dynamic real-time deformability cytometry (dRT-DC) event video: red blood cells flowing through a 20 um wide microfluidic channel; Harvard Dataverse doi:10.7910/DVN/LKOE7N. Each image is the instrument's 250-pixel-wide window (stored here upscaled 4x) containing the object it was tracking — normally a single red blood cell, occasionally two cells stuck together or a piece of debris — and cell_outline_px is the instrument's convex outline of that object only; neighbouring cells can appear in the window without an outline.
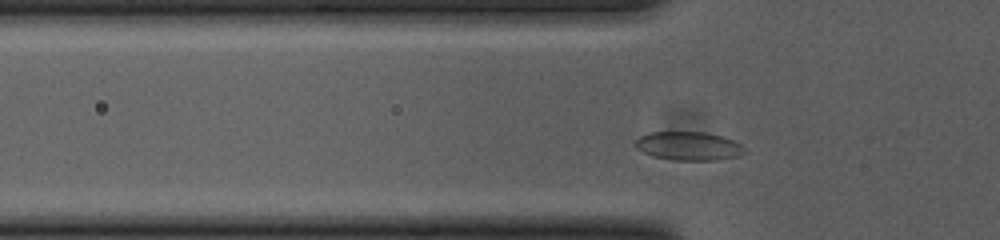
{"species": "common noctule bat (a hibernating species)", "species_latin": "Nyctalus noctula", "temperature_condition": "cold", "stored_images_in_passage": 33, "camera_frame_rate_fps": 3000, "um_per_image_px": 0.085, "animal": {"sex": "female", "body_mass_g": 23.0, "forearm_length_mm": 53.4}, "frame": {"image": 1, "passage_image": 3, "time_ms": 0.667, "image_size_px": [1000, 240], "cell_outline_px": [[748, 152], [740, 156], [716, 160], [672, 160], [652, 156], [636, 148], [632, 144], [640, 136], [648, 132], [704, 132], [720, 136], [732, 140], [740, 144]], "centroid_in_image_um": [58.52, 12.42], "position_along_channel_um": 67.3, "area_um2": 18.32}}
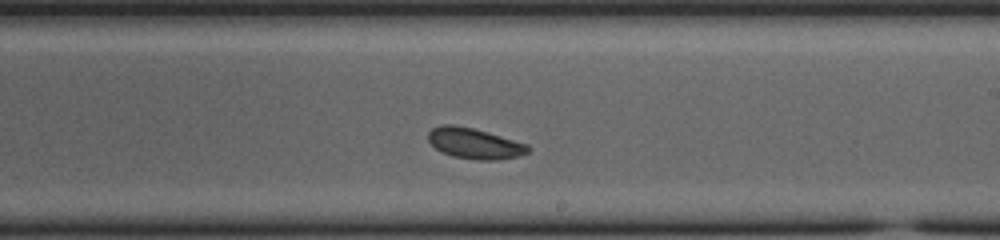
{"frame": {"image": 2, "passage_image": 18, "time_ms": 5.667, "image_size_px": [1000, 240], "cell_outline_px": [[532, 148], [528, 152], [520, 156], [496, 160], [476, 160], [452, 156], [440, 152], [428, 140], [428, 132], [432, 128], [444, 124], [452, 124], [472, 128], [528, 144]], "centroid_in_image_um": [40.33, 12.2], "position_along_channel_um": 248.7, "area_um2": 17.86}}
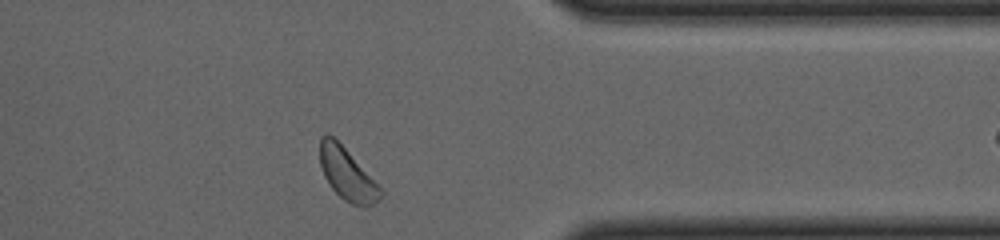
{"frame": {"image": 3, "passage_image": 30, "time_ms": 9.667, "image_size_px": [1000, 240], "cell_outline_px": [[384, 192], [380, 200], [364, 208], [360, 208], [344, 200], [332, 188], [324, 176], [320, 164], [320, 136], [328, 132], [348, 152]], "centroid_in_image_um": [29.5, 14.83], "position_along_channel_um": 381.9, "area_um2": 18.09}}